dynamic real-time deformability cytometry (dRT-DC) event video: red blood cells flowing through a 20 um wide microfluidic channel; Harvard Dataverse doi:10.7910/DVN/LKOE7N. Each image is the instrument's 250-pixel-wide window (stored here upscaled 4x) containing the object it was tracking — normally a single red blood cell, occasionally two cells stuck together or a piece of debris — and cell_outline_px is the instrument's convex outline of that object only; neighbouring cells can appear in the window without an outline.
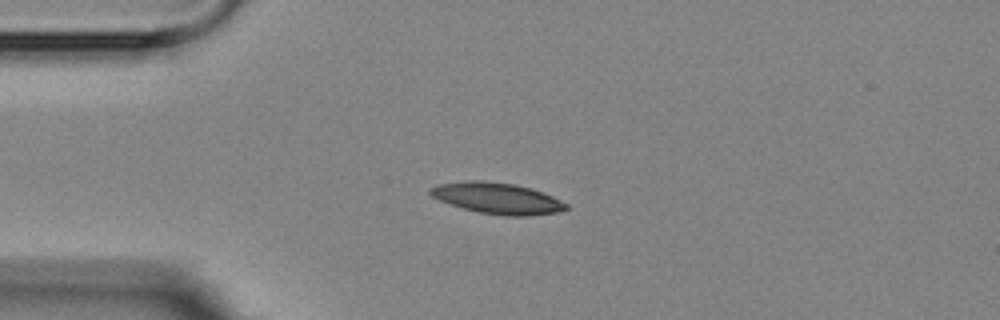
{"species": "Egyptian fruit bat (a non-hibernating species)", "species_latin": "Rousettus aegyptiacus", "temperature_condition": "room temperature", "stored_images_in_passage": 7, "camera_frame_rate_fps": 3000, "um_per_image_px": 0.085, "animal": {"sex": "female"}, "frame": {"image": 1, "passage_image": 4, "time_ms": 3.333, "image_size_px": [1000, 320], "cell_outline_px": [[568, 208], [560, 212], [528, 216], [508, 216], [480, 212], [464, 208], [440, 200], [432, 196], [428, 192], [428, 188], [440, 184], [472, 180], [480, 180], [516, 184], [532, 188], [552, 196], [568, 204]], "centroid_in_image_um": [42.3, 16.85], "position_along_channel_um": 42.7, "area_um2": 24.51}}
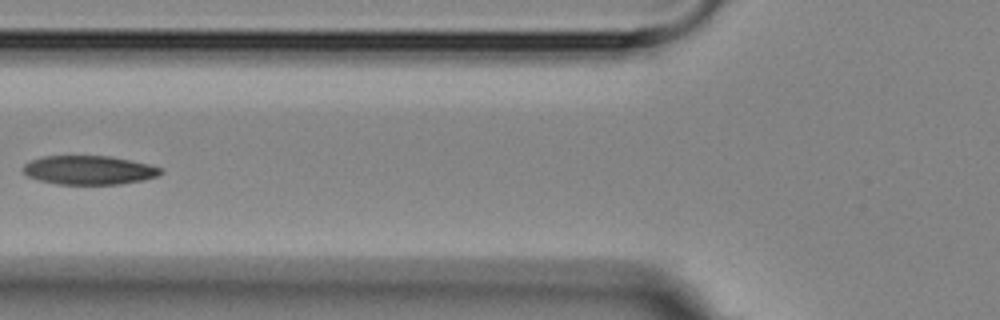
{"frame": {"image": 2, "passage_image": 6, "time_ms": 6.0, "image_size_px": [1000, 320], "cell_outline_px": [[164, 172], [156, 176], [144, 180], [120, 184], [56, 184], [40, 180], [28, 176], [24, 172], [24, 164], [32, 160], [44, 156], [108, 156], [152, 164], [164, 168]], "centroid_in_image_um": [7.63, 14.46], "position_along_channel_um": 118.2, "area_um2": 23.18}}
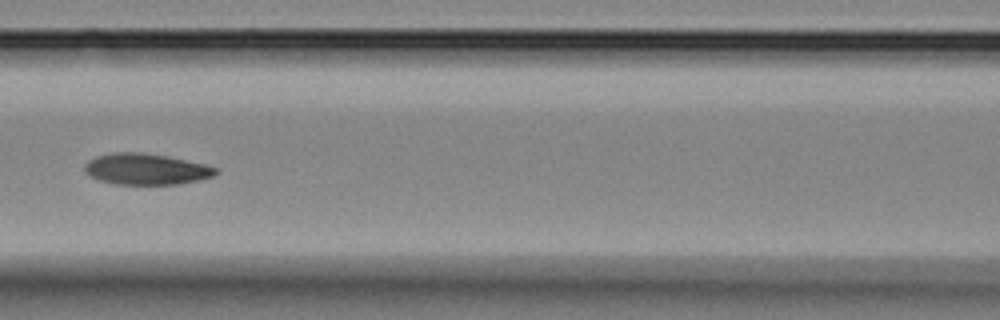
{"frame": {"image": 3, "passage_image": 7, "time_ms": 7.0, "image_size_px": [1000, 320], "cell_outline_px": [[216, 172], [212, 176], [196, 180], [176, 184], [116, 184], [96, 180], [88, 176], [84, 172], [84, 164], [88, 160], [96, 156], [112, 152], [140, 152], [164, 156], [204, 164], [216, 168]], "centroid_in_image_um": [12.29, 14.37], "position_along_channel_um": 154.3, "area_um2": 23.58}}